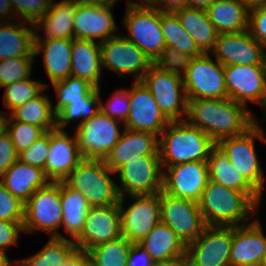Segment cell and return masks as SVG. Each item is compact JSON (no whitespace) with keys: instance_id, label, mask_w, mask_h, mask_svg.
<instances>
[{"instance_id":"44dd1931","label":"cell","mask_w":266,"mask_h":266,"mask_svg":"<svg viewBox=\"0 0 266 266\" xmlns=\"http://www.w3.org/2000/svg\"><path fill=\"white\" fill-rule=\"evenodd\" d=\"M71 136L65 129L50 131V147L44 173L52 182L63 181L83 160L75 132Z\"/></svg>"},{"instance_id":"be15d7a7","label":"cell","mask_w":266,"mask_h":266,"mask_svg":"<svg viewBox=\"0 0 266 266\" xmlns=\"http://www.w3.org/2000/svg\"><path fill=\"white\" fill-rule=\"evenodd\" d=\"M8 114L4 110H0V135L3 134L6 131V124L8 119Z\"/></svg>"},{"instance_id":"8fae6325","label":"cell","mask_w":266,"mask_h":266,"mask_svg":"<svg viewBox=\"0 0 266 266\" xmlns=\"http://www.w3.org/2000/svg\"><path fill=\"white\" fill-rule=\"evenodd\" d=\"M141 81L170 122L185 120L188 99L183 77L161 71L152 64Z\"/></svg>"},{"instance_id":"52a82bcc","label":"cell","mask_w":266,"mask_h":266,"mask_svg":"<svg viewBox=\"0 0 266 266\" xmlns=\"http://www.w3.org/2000/svg\"><path fill=\"white\" fill-rule=\"evenodd\" d=\"M123 27L126 39L136 44L152 61L166 46L160 20L161 11L148 4H126Z\"/></svg>"},{"instance_id":"d590c367","label":"cell","mask_w":266,"mask_h":266,"mask_svg":"<svg viewBox=\"0 0 266 266\" xmlns=\"http://www.w3.org/2000/svg\"><path fill=\"white\" fill-rule=\"evenodd\" d=\"M77 249L73 240L50 237L37 252L26 258L18 259L19 266H61Z\"/></svg>"},{"instance_id":"d4e9b609","label":"cell","mask_w":266,"mask_h":266,"mask_svg":"<svg viewBox=\"0 0 266 266\" xmlns=\"http://www.w3.org/2000/svg\"><path fill=\"white\" fill-rule=\"evenodd\" d=\"M41 54L46 78L51 84L71 76L72 40H35L34 56Z\"/></svg>"},{"instance_id":"e7e4bbea","label":"cell","mask_w":266,"mask_h":266,"mask_svg":"<svg viewBox=\"0 0 266 266\" xmlns=\"http://www.w3.org/2000/svg\"><path fill=\"white\" fill-rule=\"evenodd\" d=\"M155 266H179V257L171 261L156 263Z\"/></svg>"},{"instance_id":"6f0895ef","label":"cell","mask_w":266,"mask_h":266,"mask_svg":"<svg viewBox=\"0 0 266 266\" xmlns=\"http://www.w3.org/2000/svg\"><path fill=\"white\" fill-rule=\"evenodd\" d=\"M119 0H81V3L94 6H103L114 8Z\"/></svg>"},{"instance_id":"5bb4252c","label":"cell","mask_w":266,"mask_h":266,"mask_svg":"<svg viewBox=\"0 0 266 266\" xmlns=\"http://www.w3.org/2000/svg\"><path fill=\"white\" fill-rule=\"evenodd\" d=\"M129 197L132 203L126 205ZM120 197L122 236L131 243H139L160 222L159 193ZM127 206V207H126Z\"/></svg>"},{"instance_id":"f907efd6","label":"cell","mask_w":266,"mask_h":266,"mask_svg":"<svg viewBox=\"0 0 266 266\" xmlns=\"http://www.w3.org/2000/svg\"><path fill=\"white\" fill-rule=\"evenodd\" d=\"M22 232H24L23 222L0 220V249L7 251L8 248L18 245Z\"/></svg>"},{"instance_id":"f546056e","label":"cell","mask_w":266,"mask_h":266,"mask_svg":"<svg viewBox=\"0 0 266 266\" xmlns=\"http://www.w3.org/2000/svg\"><path fill=\"white\" fill-rule=\"evenodd\" d=\"M102 64L100 43L93 40H72L71 76L85 79L94 87H101Z\"/></svg>"},{"instance_id":"db71d44e","label":"cell","mask_w":266,"mask_h":266,"mask_svg":"<svg viewBox=\"0 0 266 266\" xmlns=\"http://www.w3.org/2000/svg\"><path fill=\"white\" fill-rule=\"evenodd\" d=\"M148 5L155 7L161 12H171L187 7L186 0H151Z\"/></svg>"},{"instance_id":"f5cc1de1","label":"cell","mask_w":266,"mask_h":266,"mask_svg":"<svg viewBox=\"0 0 266 266\" xmlns=\"http://www.w3.org/2000/svg\"><path fill=\"white\" fill-rule=\"evenodd\" d=\"M155 264L151 256L138 243L131 244L127 266H155Z\"/></svg>"},{"instance_id":"2644e50d","label":"cell","mask_w":266,"mask_h":266,"mask_svg":"<svg viewBox=\"0 0 266 266\" xmlns=\"http://www.w3.org/2000/svg\"><path fill=\"white\" fill-rule=\"evenodd\" d=\"M86 266H95L90 261L87 262Z\"/></svg>"},{"instance_id":"f35d334b","label":"cell","mask_w":266,"mask_h":266,"mask_svg":"<svg viewBox=\"0 0 266 266\" xmlns=\"http://www.w3.org/2000/svg\"><path fill=\"white\" fill-rule=\"evenodd\" d=\"M131 244L124 236L100 244L87 252L89 261L95 266H127Z\"/></svg>"},{"instance_id":"8d00e7d4","label":"cell","mask_w":266,"mask_h":266,"mask_svg":"<svg viewBox=\"0 0 266 266\" xmlns=\"http://www.w3.org/2000/svg\"><path fill=\"white\" fill-rule=\"evenodd\" d=\"M160 25L166 45L174 47L192 58L203 54L190 34L183 28L175 13L161 12Z\"/></svg>"},{"instance_id":"e575fe53","label":"cell","mask_w":266,"mask_h":266,"mask_svg":"<svg viewBox=\"0 0 266 266\" xmlns=\"http://www.w3.org/2000/svg\"><path fill=\"white\" fill-rule=\"evenodd\" d=\"M45 87L36 97L14 109L9 115L14 120L39 126L44 131L56 128V114L52 109V97L45 95Z\"/></svg>"},{"instance_id":"5b68a950","label":"cell","mask_w":266,"mask_h":266,"mask_svg":"<svg viewBox=\"0 0 266 266\" xmlns=\"http://www.w3.org/2000/svg\"><path fill=\"white\" fill-rule=\"evenodd\" d=\"M258 120L243 134L238 136L226 137L219 140L216 145L228 157L230 163L246 178V180L263 196L266 175L259 155L255 148V140L266 143L263 123Z\"/></svg>"},{"instance_id":"bcb514c9","label":"cell","mask_w":266,"mask_h":266,"mask_svg":"<svg viewBox=\"0 0 266 266\" xmlns=\"http://www.w3.org/2000/svg\"><path fill=\"white\" fill-rule=\"evenodd\" d=\"M104 104L101 98V111L117 121L125 124L130 111L129 88H120L111 93L110 98Z\"/></svg>"},{"instance_id":"f1b7e54d","label":"cell","mask_w":266,"mask_h":266,"mask_svg":"<svg viewBox=\"0 0 266 266\" xmlns=\"http://www.w3.org/2000/svg\"><path fill=\"white\" fill-rule=\"evenodd\" d=\"M34 41V24L18 19L0 22L1 60L18 56H34Z\"/></svg>"},{"instance_id":"83f0119b","label":"cell","mask_w":266,"mask_h":266,"mask_svg":"<svg viewBox=\"0 0 266 266\" xmlns=\"http://www.w3.org/2000/svg\"><path fill=\"white\" fill-rule=\"evenodd\" d=\"M209 179L227 188L244 192L258 207L262 203V195L246 180V178L230 163L228 157L216 145L207 159Z\"/></svg>"},{"instance_id":"b9f144b4","label":"cell","mask_w":266,"mask_h":266,"mask_svg":"<svg viewBox=\"0 0 266 266\" xmlns=\"http://www.w3.org/2000/svg\"><path fill=\"white\" fill-rule=\"evenodd\" d=\"M35 56H18L1 60L0 88L25 78H32Z\"/></svg>"},{"instance_id":"c3c4849f","label":"cell","mask_w":266,"mask_h":266,"mask_svg":"<svg viewBox=\"0 0 266 266\" xmlns=\"http://www.w3.org/2000/svg\"><path fill=\"white\" fill-rule=\"evenodd\" d=\"M25 204L12 195L0 181V220L24 222Z\"/></svg>"},{"instance_id":"3957f363","label":"cell","mask_w":266,"mask_h":266,"mask_svg":"<svg viewBox=\"0 0 266 266\" xmlns=\"http://www.w3.org/2000/svg\"><path fill=\"white\" fill-rule=\"evenodd\" d=\"M215 146L209 136L186 120L170 122L159 136L161 165L207 161Z\"/></svg>"},{"instance_id":"f6af8a7d","label":"cell","mask_w":266,"mask_h":266,"mask_svg":"<svg viewBox=\"0 0 266 266\" xmlns=\"http://www.w3.org/2000/svg\"><path fill=\"white\" fill-rule=\"evenodd\" d=\"M53 0H10L16 19L35 24L49 10Z\"/></svg>"},{"instance_id":"cb8c5ba5","label":"cell","mask_w":266,"mask_h":266,"mask_svg":"<svg viewBox=\"0 0 266 266\" xmlns=\"http://www.w3.org/2000/svg\"><path fill=\"white\" fill-rule=\"evenodd\" d=\"M140 155H159V137L152 133L124 128L120 139L104 162L115 172L121 165Z\"/></svg>"},{"instance_id":"003e7915","label":"cell","mask_w":266,"mask_h":266,"mask_svg":"<svg viewBox=\"0 0 266 266\" xmlns=\"http://www.w3.org/2000/svg\"><path fill=\"white\" fill-rule=\"evenodd\" d=\"M138 1V0H137ZM137 1H133V0H126V4L130 3V4H148L151 0H139V2Z\"/></svg>"},{"instance_id":"277c9868","label":"cell","mask_w":266,"mask_h":266,"mask_svg":"<svg viewBox=\"0 0 266 266\" xmlns=\"http://www.w3.org/2000/svg\"><path fill=\"white\" fill-rule=\"evenodd\" d=\"M116 176L101 159H84L63 180L82 193L91 207L118 205L120 195Z\"/></svg>"},{"instance_id":"1f68e13d","label":"cell","mask_w":266,"mask_h":266,"mask_svg":"<svg viewBox=\"0 0 266 266\" xmlns=\"http://www.w3.org/2000/svg\"><path fill=\"white\" fill-rule=\"evenodd\" d=\"M206 12L218 34L248 30L249 9L241 0H215Z\"/></svg>"},{"instance_id":"e0dca14e","label":"cell","mask_w":266,"mask_h":266,"mask_svg":"<svg viewBox=\"0 0 266 266\" xmlns=\"http://www.w3.org/2000/svg\"><path fill=\"white\" fill-rule=\"evenodd\" d=\"M163 168L162 191L198 202L209 179L207 161L180 163Z\"/></svg>"},{"instance_id":"4dcf8cb0","label":"cell","mask_w":266,"mask_h":266,"mask_svg":"<svg viewBox=\"0 0 266 266\" xmlns=\"http://www.w3.org/2000/svg\"><path fill=\"white\" fill-rule=\"evenodd\" d=\"M138 244L155 263L177 259L186 252V245L162 222H159Z\"/></svg>"},{"instance_id":"9c48e42d","label":"cell","mask_w":266,"mask_h":266,"mask_svg":"<svg viewBox=\"0 0 266 266\" xmlns=\"http://www.w3.org/2000/svg\"><path fill=\"white\" fill-rule=\"evenodd\" d=\"M121 126L124 127L122 122L110 118L100 110L79 126L71 125V130L76 134L79 151L84 159L104 160L120 139L124 131Z\"/></svg>"},{"instance_id":"681fc988","label":"cell","mask_w":266,"mask_h":266,"mask_svg":"<svg viewBox=\"0 0 266 266\" xmlns=\"http://www.w3.org/2000/svg\"><path fill=\"white\" fill-rule=\"evenodd\" d=\"M248 31L266 51V4L249 10Z\"/></svg>"},{"instance_id":"74e56055","label":"cell","mask_w":266,"mask_h":266,"mask_svg":"<svg viewBox=\"0 0 266 266\" xmlns=\"http://www.w3.org/2000/svg\"><path fill=\"white\" fill-rule=\"evenodd\" d=\"M100 90L101 87L95 88L83 101H76L62 108L56 114V128L64 129L76 121L75 127H77L95 116L101 110Z\"/></svg>"},{"instance_id":"6da1fadb","label":"cell","mask_w":266,"mask_h":266,"mask_svg":"<svg viewBox=\"0 0 266 266\" xmlns=\"http://www.w3.org/2000/svg\"><path fill=\"white\" fill-rule=\"evenodd\" d=\"M256 118L244 105L228 97L188 99L185 120L217 143L223 138L243 134L257 121Z\"/></svg>"},{"instance_id":"03108f58","label":"cell","mask_w":266,"mask_h":266,"mask_svg":"<svg viewBox=\"0 0 266 266\" xmlns=\"http://www.w3.org/2000/svg\"><path fill=\"white\" fill-rule=\"evenodd\" d=\"M264 72H265V94H264V117L261 119L263 121H266V59L264 64Z\"/></svg>"},{"instance_id":"816d5d0a","label":"cell","mask_w":266,"mask_h":266,"mask_svg":"<svg viewBox=\"0 0 266 266\" xmlns=\"http://www.w3.org/2000/svg\"><path fill=\"white\" fill-rule=\"evenodd\" d=\"M17 160L18 153L9 134L5 131L0 135V177Z\"/></svg>"},{"instance_id":"60d3db41","label":"cell","mask_w":266,"mask_h":266,"mask_svg":"<svg viewBox=\"0 0 266 266\" xmlns=\"http://www.w3.org/2000/svg\"><path fill=\"white\" fill-rule=\"evenodd\" d=\"M45 87L48 88L49 84L30 77L5 85L2 87L4 90L2 100L5 108L8 109L6 113L9 115L17 107L36 97Z\"/></svg>"},{"instance_id":"7a4b0ae2","label":"cell","mask_w":266,"mask_h":266,"mask_svg":"<svg viewBox=\"0 0 266 266\" xmlns=\"http://www.w3.org/2000/svg\"><path fill=\"white\" fill-rule=\"evenodd\" d=\"M198 206L206 226H238L251 221L259 207L242 191L208 179ZM258 209V210H257Z\"/></svg>"},{"instance_id":"6125c7cd","label":"cell","mask_w":266,"mask_h":266,"mask_svg":"<svg viewBox=\"0 0 266 266\" xmlns=\"http://www.w3.org/2000/svg\"><path fill=\"white\" fill-rule=\"evenodd\" d=\"M245 6L251 10V9H254V8H257L261 5H264L266 4V0H241Z\"/></svg>"},{"instance_id":"7c38bea8","label":"cell","mask_w":266,"mask_h":266,"mask_svg":"<svg viewBox=\"0 0 266 266\" xmlns=\"http://www.w3.org/2000/svg\"><path fill=\"white\" fill-rule=\"evenodd\" d=\"M102 69L110 70L122 77H133L141 81L152 65V60L123 34L100 43Z\"/></svg>"},{"instance_id":"ac0fdd59","label":"cell","mask_w":266,"mask_h":266,"mask_svg":"<svg viewBox=\"0 0 266 266\" xmlns=\"http://www.w3.org/2000/svg\"><path fill=\"white\" fill-rule=\"evenodd\" d=\"M210 54L223 66L264 65L266 51L248 30L218 34Z\"/></svg>"},{"instance_id":"ab89813d","label":"cell","mask_w":266,"mask_h":266,"mask_svg":"<svg viewBox=\"0 0 266 266\" xmlns=\"http://www.w3.org/2000/svg\"><path fill=\"white\" fill-rule=\"evenodd\" d=\"M51 85L55 91V101L57 102L52 105L55 114L71 103L83 101L96 88L85 79L74 76L53 82Z\"/></svg>"},{"instance_id":"2e32d148","label":"cell","mask_w":266,"mask_h":266,"mask_svg":"<svg viewBox=\"0 0 266 266\" xmlns=\"http://www.w3.org/2000/svg\"><path fill=\"white\" fill-rule=\"evenodd\" d=\"M130 111L125 129L148 132L158 137L170 123L158 107L152 93L142 81H134L129 88Z\"/></svg>"},{"instance_id":"ffe728a7","label":"cell","mask_w":266,"mask_h":266,"mask_svg":"<svg viewBox=\"0 0 266 266\" xmlns=\"http://www.w3.org/2000/svg\"><path fill=\"white\" fill-rule=\"evenodd\" d=\"M233 226H206L197 240L186 245V253L198 266H230Z\"/></svg>"},{"instance_id":"603a6c76","label":"cell","mask_w":266,"mask_h":266,"mask_svg":"<svg viewBox=\"0 0 266 266\" xmlns=\"http://www.w3.org/2000/svg\"><path fill=\"white\" fill-rule=\"evenodd\" d=\"M111 7L87 5L79 2L74 16V37L99 43L118 34ZM117 32V34H116Z\"/></svg>"},{"instance_id":"7402d4cb","label":"cell","mask_w":266,"mask_h":266,"mask_svg":"<svg viewBox=\"0 0 266 266\" xmlns=\"http://www.w3.org/2000/svg\"><path fill=\"white\" fill-rule=\"evenodd\" d=\"M258 217L233 226L230 266H258L266 253V235Z\"/></svg>"},{"instance_id":"ee69618b","label":"cell","mask_w":266,"mask_h":266,"mask_svg":"<svg viewBox=\"0 0 266 266\" xmlns=\"http://www.w3.org/2000/svg\"><path fill=\"white\" fill-rule=\"evenodd\" d=\"M192 57L166 45L161 53L152 61V64L161 71L183 77Z\"/></svg>"},{"instance_id":"9f6ffc18","label":"cell","mask_w":266,"mask_h":266,"mask_svg":"<svg viewBox=\"0 0 266 266\" xmlns=\"http://www.w3.org/2000/svg\"><path fill=\"white\" fill-rule=\"evenodd\" d=\"M16 20L10 4V0H0V22Z\"/></svg>"},{"instance_id":"d6986e66","label":"cell","mask_w":266,"mask_h":266,"mask_svg":"<svg viewBox=\"0 0 266 266\" xmlns=\"http://www.w3.org/2000/svg\"><path fill=\"white\" fill-rule=\"evenodd\" d=\"M121 236V213L118 205L91 207L83 230L74 243L77 249L87 253L90 249Z\"/></svg>"},{"instance_id":"d6a6232c","label":"cell","mask_w":266,"mask_h":266,"mask_svg":"<svg viewBox=\"0 0 266 266\" xmlns=\"http://www.w3.org/2000/svg\"><path fill=\"white\" fill-rule=\"evenodd\" d=\"M60 198L62 207L61 228L75 240L82 232L88 210L91 208L85 196L60 181ZM71 237V238H70Z\"/></svg>"},{"instance_id":"94428289","label":"cell","mask_w":266,"mask_h":266,"mask_svg":"<svg viewBox=\"0 0 266 266\" xmlns=\"http://www.w3.org/2000/svg\"><path fill=\"white\" fill-rule=\"evenodd\" d=\"M179 266H198L196 262L185 252L179 257Z\"/></svg>"},{"instance_id":"ba28073f","label":"cell","mask_w":266,"mask_h":266,"mask_svg":"<svg viewBox=\"0 0 266 266\" xmlns=\"http://www.w3.org/2000/svg\"><path fill=\"white\" fill-rule=\"evenodd\" d=\"M120 197L158 194L163 188V168L159 155H140L116 171Z\"/></svg>"},{"instance_id":"8992f818","label":"cell","mask_w":266,"mask_h":266,"mask_svg":"<svg viewBox=\"0 0 266 266\" xmlns=\"http://www.w3.org/2000/svg\"><path fill=\"white\" fill-rule=\"evenodd\" d=\"M62 207L60 198V181H50L39 188L25 203L23 229L25 233L35 234L38 229L49 237L68 239L61 234Z\"/></svg>"},{"instance_id":"30bf717a","label":"cell","mask_w":266,"mask_h":266,"mask_svg":"<svg viewBox=\"0 0 266 266\" xmlns=\"http://www.w3.org/2000/svg\"><path fill=\"white\" fill-rule=\"evenodd\" d=\"M211 56L203 53L191 59L183 76L187 99L228 98L224 66Z\"/></svg>"},{"instance_id":"484cf974","label":"cell","mask_w":266,"mask_h":266,"mask_svg":"<svg viewBox=\"0 0 266 266\" xmlns=\"http://www.w3.org/2000/svg\"><path fill=\"white\" fill-rule=\"evenodd\" d=\"M78 3H50L48 12L34 24L35 40H73L75 38L73 21ZM40 30L44 34V37L38 34Z\"/></svg>"},{"instance_id":"11a10c76","label":"cell","mask_w":266,"mask_h":266,"mask_svg":"<svg viewBox=\"0 0 266 266\" xmlns=\"http://www.w3.org/2000/svg\"><path fill=\"white\" fill-rule=\"evenodd\" d=\"M89 256L85 251L76 249L61 266H86Z\"/></svg>"},{"instance_id":"680465c9","label":"cell","mask_w":266,"mask_h":266,"mask_svg":"<svg viewBox=\"0 0 266 266\" xmlns=\"http://www.w3.org/2000/svg\"><path fill=\"white\" fill-rule=\"evenodd\" d=\"M215 0H186L187 7L207 9Z\"/></svg>"},{"instance_id":"91938a15","label":"cell","mask_w":266,"mask_h":266,"mask_svg":"<svg viewBox=\"0 0 266 266\" xmlns=\"http://www.w3.org/2000/svg\"><path fill=\"white\" fill-rule=\"evenodd\" d=\"M14 264H17L16 259H12L10 261L7 255V251L0 249V266H14Z\"/></svg>"},{"instance_id":"a7ac6f4b","label":"cell","mask_w":266,"mask_h":266,"mask_svg":"<svg viewBox=\"0 0 266 266\" xmlns=\"http://www.w3.org/2000/svg\"><path fill=\"white\" fill-rule=\"evenodd\" d=\"M260 266H266V253L263 255Z\"/></svg>"},{"instance_id":"836d02e7","label":"cell","mask_w":266,"mask_h":266,"mask_svg":"<svg viewBox=\"0 0 266 266\" xmlns=\"http://www.w3.org/2000/svg\"><path fill=\"white\" fill-rule=\"evenodd\" d=\"M183 28L190 34L203 53H210L215 46L218 32L205 9L184 7L174 12Z\"/></svg>"},{"instance_id":"7dc6e473","label":"cell","mask_w":266,"mask_h":266,"mask_svg":"<svg viewBox=\"0 0 266 266\" xmlns=\"http://www.w3.org/2000/svg\"><path fill=\"white\" fill-rule=\"evenodd\" d=\"M50 147V131H45L26 150L18 154V159L31 166L44 170Z\"/></svg>"},{"instance_id":"4316f807","label":"cell","mask_w":266,"mask_h":266,"mask_svg":"<svg viewBox=\"0 0 266 266\" xmlns=\"http://www.w3.org/2000/svg\"><path fill=\"white\" fill-rule=\"evenodd\" d=\"M0 181L24 204L37 189L50 182L43 169L23 163L19 159L0 177Z\"/></svg>"},{"instance_id":"89a4df30","label":"cell","mask_w":266,"mask_h":266,"mask_svg":"<svg viewBox=\"0 0 266 266\" xmlns=\"http://www.w3.org/2000/svg\"><path fill=\"white\" fill-rule=\"evenodd\" d=\"M59 2H81V0H59Z\"/></svg>"},{"instance_id":"7bdbcfd3","label":"cell","mask_w":266,"mask_h":266,"mask_svg":"<svg viewBox=\"0 0 266 266\" xmlns=\"http://www.w3.org/2000/svg\"><path fill=\"white\" fill-rule=\"evenodd\" d=\"M6 132L9 134L17 153L19 154L28 149L45 131L39 126L14 120L9 115L6 124Z\"/></svg>"},{"instance_id":"4fadbf2b","label":"cell","mask_w":266,"mask_h":266,"mask_svg":"<svg viewBox=\"0 0 266 266\" xmlns=\"http://www.w3.org/2000/svg\"><path fill=\"white\" fill-rule=\"evenodd\" d=\"M159 201L160 222L169 226L185 245L200 237L206 224L198 202L173 197L163 191L159 192Z\"/></svg>"},{"instance_id":"9a60e30c","label":"cell","mask_w":266,"mask_h":266,"mask_svg":"<svg viewBox=\"0 0 266 266\" xmlns=\"http://www.w3.org/2000/svg\"><path fill=\"white\" fill-rule=\"evenodd\" d=\"M228 97L248 108L249 103L261 106L264 111L265 72L264 65L224 66ZM257 103V104H256Z\"/></svg>"}]
</instances>
